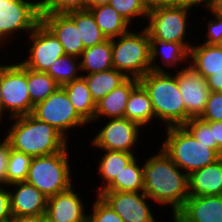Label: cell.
Wrapping results in <instances>:
<instances>
[{"label": "cell", "instance_id": "obj_10", "mask_svg": "<svg viewBox=\"0 0 222 222\" xmlns=\"http://www.w3.org/2000/svg\"><path fill=\"white\" fill-rule=\"evenodd\" d=\"M99 122L102 123L103 127H99V130L92 134L94 137L89 140L91 147L98 151L111 150L127 153H136L135 151H138L136 148L140 147L142 142L140 136L145 132L139 124L125 117L94 119L91 124ZM137 145L139 146L137 147Z\"/></svg>", "mask_w": 222, "mask_h": 222}, {"label": "cell", "instance_id": "obj_50", "mask_svg": "<svg viewBox=\"0 0 222 222\" xmlns=\"http://www.w3.org/2000/svg\"><path fill=\"white\" fill-rule=\"evenodd\" d=\"M41 222H56L48 217L46 214L41 215Z\"/></svg>", "mask_w": 222, "mask_h": 222}, {"label": "cell", "instance_id": "obj_38", "mask_svg": "<svg viewBox=\"0 0 222 222\" xmlns=\"http://www.w3.org/2000/svg\"><path fill=\"white\" fill-rule=\"evenodd\" d=\"M91 201L87 222H124L122 218L99 196ZM92 205V206H91Z\"/></svg>", "mask_w": 222, "mask_h": 222}, {"label": "cell", "instance_id": "obj_16", "mask_svg": "<svg viewBox=\"0 0 222 222\" xmlns=\"http://www.w3.org/2000/svg\"><path fill=\"white\" fill-rule=\"evenodd\" d=\"M150 61L153 72L178 71L189 65V49L184 44L150 38Z\"/></svg>", "mask_w": 222, "mask_h": 222}, {"label": "cell", "instance_id": "obj_45", "mask_svg": "<svg viewBox=\"0 0 222 222\" xmlns=\"http://www.w3.org/2000/svg\"><path fill=\"white\" fill-rule=\"evenodd\" d=\"M217 0H185V4L193 6L195 8L199 6L203 9L205 8H211L216 4Z\"/></svg>", "mask_w": 222, "mask_h": 222}, {"label": "cell", "instance_id": "obj_42", "mask_svg": "<svg viewBox=\"0 0 222 222\" xmlns=\"http://www.w3.org/2000/svg\"><path fill=\"white\" fill-rule=\"evenodd\" d=\"M213 142L217 143V153L222 157V121H212Z\"/></svg>", "mask_w": 222, "mask_h": 222}, {"label": "cell", "instance_id": "obj_35", "mask_svg": "<svg viewBox=\"0 0 222 222\" xmlns=\"http://www.w3.org/2000/svg\"><path fill=\"white\" fill-rule=\"evenodd\" d=\"M40 17L46 14L68 13L87 9V0H37Z\"/></svg>", "mask_w": 222, "mask_h": 222}, {"label": "cell", "instance_id": "obj_4", "mask_svg": "<svg viewBox=\"0 0 222 222\" xmlns=\"http://www.w3.org/2000/svg\"><path fill=\"white\" fill-rule=\"evenodd\" d=\"M69 146L58 153L33 157L25 182L36 187L47 198L74 185L75 176H72L74 172L71 171L74 168L70 156L73 153Z\"/></svg>", "mask_w": 222, "mask_h": 222}, {"label": "cell", "instance_id": "obj_14", "mask_svg": "<svg viewBox=\"0 0 222 222\" xmlns=\"http://www.w3.org/2000/svg\"><path fill=\"white\" fill-rule=\"evenodd\" d=\"M173 73L177 77L179 91L186 108V122L192 118H199L210 93L206 78L189 65Z\"/></svg>", "mask_w": 222, "mask_h": 222}, {"label": "cell", "instance_id": "obj_3", "mask_svg": "<svg viewBox=\"0 0 222 222\" xmlns=\"http://www.w3.org/2000/svg\"><path fill=\"white\" fill-rule=\"evenodd\" d=\"M139 82L150 96L157 125L167 128L186 123V108L173 72L149 71Z\"/></svg>", "mask_w": 222, "mask_h": 222}, {"label": "cell", "instance_id": "obj_26", "mask_svg": "<svg viewBox=\"0 0 222 222\" xmlns=\"http://www.w3.org/2000/svg\"><path fill=\"white\" fill-rule=\"evenodd\" d=\"M80 58L82 74H92L113 69L112 39L83 50Z\"/></svg>", "mask_w": 222, "mask_h": 222}, {"label": "cell", "instance_id": "obj_23", "mask_svg": "<svg viewBox=\"0 0 222 222\" xmlns=\"http://www.w3.org/2000/svg\"><path fill=\"white\" fill-rule=\"evenodd\" d=\"M124 117L139 124L143 130L155 123V113L150 96L139 82L131 91ZM145 128V129H144Z\"/></svg>", "mask_w": 222, "mask_h": 222}, {"label": "cell", "instance_id": "obj_40", "mask_svg": "<svg viewBox=\"0 0 222 222\" xmlns=\"http://www.w3.org/2000/svg\"><path fill=\"white\" fill-rule=\"evenodd\" d=\"M13 216L11 213L10 192L8 185H0V222H10Z\"/></svg>", "mask_w": 222, "mask_h": 222}, {"label": "cell", "instance_id": "obj_25", "mask_svg": "<svg viewBox=\"0 0 222 222\" xmlns=\"http://www.w3.org/2000/svg\"><path fill=\"white\" fill-rule=\"evenodd\" d=\"M78 114L91 125L96 103L92 99L88 84L83 76L61 86Z\"/></svg>", "mask_w": 222, "mask_h": 222}, {"label": "cell", "instance_id": "obj_12", "mask_svg": "<svg viewBox=\"0 0 222 222\" xmlns=\"http://www.w3.org/2000/svg\"><path fill=\"white\" fill-rule=\"evenodd\" d=\"M19 49L27 45L25 54L19 62L26 68L37 72H46L50 65L60 56L65 55L64 48L54 33L40 21L30 32ZM29 40V41H28ZM26 44V45H25ZM28 54V55H27Z\"/></svg>", "mask_w": 222, "mask_h": 222}, {"label": "cell", "instance_id": "obj_41", "mask_svg": "<svg viewBox=\"0 0 222 222\" xmlns=\"http://www.w3.org/2000/svg\"><path fill=\"white\" fill-rule=\"evenodd\" d=\"M0 138H2L0 139V182L6 185L7 166L11 147L2 133Z\"/></svg>", "mask_w": 222, "mask_h": 222}, {"label": "cell", "instance_id": "obj_11", "mask_svg": "<svg viewBox=\"0 0 222 222\" xmlns=\"http://www.w3.org/2000/svg\"><path fill=\"white\" fill-rule=\"evenodd\" d=\"M32 115L38 120L55 127L68 140H70V135L73 134L74 131L78 133V130L81 128L83 130L84 127L85 130V126H89L74 109L72 103L69 101L68 95L61 86L44 101L36 104L33 108Z\"/></svg>", "mask_w": 222, "mask_h": 222}, {"label": "cell", "instance_id": "obj_33", "mask_svg": "<svg viewBox=\"0 0 222 222\" xmlns=\"http://www.w3.org/2000/svg\"><path fill=\"white\" fill-rule=\"evenodd\" d=\"M110 5L132 26L136 27L147 21L148 9L143 0H111ZM137 19V21L135 20ZM143 19V20H142ZM141 20V21H140ZM136 21L135 25L134 22ZM140 21V22H138ZM139 24H138V23ZM144 22V23H143ZM134 25V26H133Z\"/></svg>", "mask_w": 222, "mask_h": 222}, {"label": "cell", "instance_id": "obj_39", "mask_svg": "<svg viewBox=\"0 0 222 222\" xmlns=\"http://www.w3.org/2000/svg\"><path fill=\"white\" fill-rule=\"evenodd\" d=\"M199 119L203 121H222V91H210L204 111Z\"/></svg>", "mask_w": 222, "mask_h": 222}, {"label": "cell", "instance_id": "obj_18", "mask_svg": "<svg viewBox=\"0 0 222 222\" xmlns=\"http://www.w3.org/2000/svg\"><path fill=\"white\" fill-rule=\"evenodd\" d=\"M13 217L43 215L46 213L47 197L27 182L8 185Z\"/></svg>", "mask_w": 222, "mask_h": 222}, {"label": "cell", "instance_id": "obj_9", "mask_svg": "<svg viewBox=\"0 0 222 222\" xmlns=\"http://www.w3.org/2000/svg\"><path fill=\"white\" fill-rule=\"evenodd\" d=\"M40 21L37 0H0V50L25 38Z\"/></svg>", "mask_w": 222, "mask_h": 222}, {"label": "cell", "instance_id": "obj_5", "mask_svg": "<svg viewBox=\"0 0 222 222\" xmlns=\"http://www.w3.org/2000/svg\"><path fill=\"white\" fill-rule=\"evenodd\" d=\"M166 135L159 147L187 175L216 162L221 156L197 141L183 126L164 128Z\"/></svg>", "mask_w": 222, "mask_h": 222}, {"label": "cell", "instance_id": "obj_37", "mask_svg": "<svg viewBox=\"0 0 222 222\" xmlns=\"http://www.w3.org/2000/svg\"><path fill=\"white\" fill-rule=\"evenodd\" d=\"M206 15H210V19H205L208 17L204 16V20L206 21V25H204V29L206 26L204 41L201 40V43H205L208 45H222V14L218 13L213 7L205 8ZM212 15V16H211Z\"/></svg>", "mask_w": 222, "mask_h": 222}, {"label": "cell", "instance_id": "obj_15", "mask_svg": "<svg viewBox=\"0 0 222 222\" xmlns=\"http://www.w3.org/2000/svg\"><path fill=\"white\" fill-rule=\"evenodd\" d=\"M75 185L47 198L45 214L52 220L56 222H87L89 205L87 207L86 200L83 198L84 194L81 196L79 192H76Z\"/></svg>", "mask_w": 222, "mask_h": 222}, {"label": "cell", "instance_id": "obj_34", "mask_svg": "<svg viewBox=\"0 0 222 222\" xmlns=\"http://www.w3.org/2000/svg\"><path fill=\"white\" fill-rule=\"evenodd\" d=\"M32 158L31 155L10 148L6 185L25 182Z\"/></svg>", "mask_w": 222, "mask_h": 222}, {"label": "cell", "instance_id": "obj_7", "mask_svg": "<svg viewBox=\"0 0 222 222\" xmlns=\"http://www.w3.org/2000/svg\"><path fill=\"white\" fill-rule=\"evenodd\" d=\"M194 9L197 8L185 3H178L150 10L147 23L144 26L149 33V38H161L167 42L184 44L190 49L196 39H191V33L188 29L192 24H195L189 20L194 14ZM188 34L189 36H187Z\"/></svg>", "mask_w": 222, "mask_h": 222}, {"label": "cell", "instance_id": "obj_30", "mask_svg": "<svg viewBox=\"0 0 222 222\" xmlns=\"http://www.w3.org/2000/svg\"><path fill=\"white\" fill-rule=\"evenodd\" d=\"M79 28L80 38L84 49L98 45L107 40L101 29L95 22L94 16L88 10H78L66 13Z\"/></svg>", "mask_w": 222, "mask_h": 222}, {"label": "cell", "instance_id": "obj_32", "mask_svg": "<svg viewBox=\"0 0 222 222\" xmlns=\"http://www.w3.org/2000/svg\"><path fill=\"white\" fill-rule=\"evenodd\" d=\"M60 86L82 76L80 58L71 55L60 56L46 71Z\"/></svg>", "mask_w": 222, "mask_h": 222}, {"label": "cell", "instance_id": "obj_46", "mask_svg": "<svg viewBox=\"0 0 222 222\" xmlns=\"http://www.w3.org/2000/svg\"><path fill=\"white\" fill-rule=\"evenodd\" d=\"M10 222H41V215L13 217Z\"/></svg>", "mask_w": 222, "mask_h": 222}, {"label": "cell", "instance_id": "obj_28", "mask_svg": "<svg viewBox=\"0 0 222 222\" xmlns=\"http://www.w3.org/2000/svg\"><path fill=\"white\" fill-rule=\"evenodd\" d=\"M141 159L137 155L103 191L143 192L144 182Z\"/></svg>", "mask_w": 222, "mask_h": 222}, {"label": "cell", "instance_id": "obj_13", "mask_svg": "<svg viewBox=\"0 0 222 222\" xmlns=\"http://www.w3.org/2000/svg\"><path fill=\"white\" fill-rule=\"evenodd\" d=\"M98 195L124 222H158L151 208L153 201L144 192L102 191Z\"/></svg>", "mask_w": 222, "mask_h": 222}, {"label": "cell", "instance_id": "obj_1", "mask_svg": "<svg viewBox=\"0 0 222 222\" xmlns=\"http://www.w3.org/2000/svg\"><path fill=\"white\" fill-rule=\"evenodd\" d=\"M155 149L157 153L147 158L145 156L142 162L143 192L157 208L160 205V209L163 208L166 211L165 207H170L173 217L189 197L188 175L169 158L161 147Z\"/></svg>", "mask_w": 222, "mask_h": 222}, {"label": "cell", "instance_id": "obj_48", "mask_svg": "<svg viewBox=\"0 0 222 222\" xmlns=\"http://www.w3.org/2000/svg\"><path fill=\"white\" fill-rule=\"evenodd\" d=\"M0 122H3V100L1 91V62H0Z\"/></svg>", "mask_w": 222, "mask_h": 222}, {"label": "cell", "instance_id": "obj_2", "mask_svg": "<svg viewBox=\"0 0 222 222\" xmlns=\"http://www.w3.org/2000/svg\"><path fill=\"white\" fill-rule=\"evenodd\" d=\"M3 124L10 125L3 134L10 147L32 157L58 153L70 143L55 127L38 120L32 114L10 118Z\"/></svg>", "mask_w": 222, "mask_h": 222}, {"label": "cell", "instance_id": "obj_36", "mask_svg": "<svg viewBox=\"0 0 222 222\" xmlns=\"http://www.w3.org/2000/svg\"><path fill=\"white\" fill-rule=\"evenodd\" d=\"M183 127L200 143L208 145L217 152V143L213 142L212 121H203L199 118H192Z\"/></svg>", "mask_w": 222, "mask_h": 222}, {"label": "cell", "instance_id": "obj_43", "mask_svg": "<svg viewBox=\"0 0 222 222\" xmlns=\"http://www.w3.org/2000/svg\"><path fill=\"white\" fill-rule=\"evenodd\" d=\"M206 82L210 91H222V72L208 76Z\"/></svg>", "mask_w": 222, "mask_h": 222}, {"label": "cell", "instance_id": "obj_17", "mask_svg": "<svg viewBox=\"0 0 222 222\" xmlns=\"http://www.w3.org/2000/svg\"><path fill=\"white\" fill-rule=\"evenodd\" d=\"M171 222H222V195L189 196Z\"/></svg>", "mask_w": 222, "mask_h": 222}, {"label": "cell", "instance_id": "obj_20", "mask_svg": "<svg viewBox=\"0 0 222 222\" xmlns=\"http://www.w3.org/2000/svg\"><path fill=\"white\" fill-rule=\"evenodd\" d=\"M189 196L222 195V157L188 175Z\"/></svg>", "mask_w": 222, "mask_h": 222}, {"label": "cell", "instance_id": "obj_29", "mask_svg": "<svg viewBox=\"0 0 222 222\" xmlns=\"http://www.w3.org/2000/svg\"><path fill=\"white\" fill-rule=\"evenodd\" d=\"M82 76L88 84L92 99L95 103L127 79L123 73L114 68L103 72L82 74Z\"/></svg>", "mask_w": 222, "mask_h": 222}, {"label": "cell", "instance_id": "obj_21", "mask_svg": "<svg viewBox=\"0 0 222 222\" xmlns=\"http://www.w3.org/2000/svg\"><path fill=\"white\" fill-rule=\"evenodd\" d=\"M199 39L189 49V66L205 78L222 72V45H208Z\"/></svg>", "mask_w": 222, "mask_h": 222}, {"label": "cell", "instance_id": "obj_51", "mask_svg": "<svg viewBox=\"0 0 222 222\" xmlns=\"http://www.w3.org/2000/svg\"><path fill=\"white\" fill-rule=\"evenodd\" d=\"M178 3H185V0H176Z\"/></svg>", "mask_w": 222, "mask_h": 222}, {"label": "cell", "instance_id": "obj_49", "mask_svg": "<svg viewBox=\"0 0 222 222\" xmlns=\"http://www.w3.org/2000/svg\"><path fill=\"white\" fill-rule=\"evenodd\" d=\"M213 8L220 14H222V0H217Z\"/></svg>", "mask_w": 222, "mask_h": 222}, {"label": "cell", "instance_id": "obj_27", "mask_svg": "<svg viewBox=\"0 0 222 222\" xmlns=\"http://www.w3.org/2000/svg\"><path fill=\"white\" fill-rule=\"evenodd\" d=\"M107 39L127 33L132 26L110 5L87 7Z\"/></svg>", "mask_w": 222, "mask_h": 222}, {"label": "cell", "instance_id": "obj_19", "mask_svg": "<svg viewBox=\"0 0 222 222\" xmlns=\"http://www.w3.org/2000/svg\"><path fill=\"white\" fill-rule=\"evenodd\" d=\"M41 21L54 33L62 44L65 55L80 57L83 42L80 38L79 28L66 13H54L41 16Z\"/></svg>", "mask_w": 222, "mask_h": 222}, {"label": "cell", "instance_id": "obj_31", "mask_svg": "<svg viewBox=\"0 0 222 222\" xmlns=\"http://www.w3.org/2000/svg\"><path fill=\"white\" fill-rule=\"evenodd\" d=\"M59 87L60 85L48 73L27 68V89L34 106L44 101Z\"/></svg>", "mask_w": 222, "mask_h": 222}, {"label": "cell", "instance_id": "obj_47", "mask_svg": "<svg viewBox=\"0 0 222 222\" xmlns=\"http://www.w3.org/2000/svg\"><path fill=\"white\" fill-rule=\"evenodd\" d=\"M111 0H87V7H97L100 5L110 4Z\"/></svg>", "mask_w": 222, "mask_h": 222}, {"label": "cell", "instance_id": "obj_44", "mask_svg": "<svg viewBox=\"0 0 222 222\" xmlns=\"http://www.w3.org/2000/svg\"><path fill=\"white\" fill-rule=\"evenodd\" d=\"M148 11L158 8L178 4L176 0H143Z\"/></svg>", "mask_w": 222, "mask_h": 222}, {"label": "cell", "instance_id": "obj_22", "mask_svg": "<svg viewBox=\"0 0 222 222\" xmlns=\"http://www.w3.org/2000/svg\"><path fill=\"white\" fill-rule=\"evenodd\" d=\"M138 79L127 78L108 95L96 102L94 119L123 118L126 104Z\"/></svg>", "mask_w": 222, "mask_h": 222}, {"label": "cell", "instance_id": "obj_8", "mask_svg": "<svg viewBox=\"0 0 222 222\" xmlns=\"http://www.w3.org/2000/svg\"><path fill=\"white\" fill-rule=\"evenodd\" d=\"M3 56L5 60L1 59V62L4 61L1 63V91L4 122L10 118L32 114L34 105L27 89V68L19 59L11 60L10 57L6 59V55Z\"/></svg>", "mask_w": 222, "mask_h": 222}, {"label": "cell", "instance_id": "obj_6", "mask_svg": "<svg viewBox=\"0 0 222 222\" xmlns=\"http://www.w3.org/2000/svg\"><path fill=\"white\" fill-rule=\"evenodd\" d=\"M113 68L127 78L140 79L151 71L150 38L143 26L133 27L125 34L112 38Z\"/></svg>", "mask_w": 222, "mask_h": 222}, {"label": "cell", "instance_id": "obj_24", "mask_svg": "<svg viewBox=\"0 0 222 222\" xmlns=\"http://www.w3.org/2000/svg\"><path fill=\"white\" fill-rule=\"evenodd\" d=\"M103 154L99 155L100 159L97 162L98 179H101V184L97 183L96 189H93L98 195L101 193L113 180L120 174L135 157L136 153H127L121 151L100 150Z\"/></svg>", "mask_w": 222, "mask_h": 222}]
</instances>
